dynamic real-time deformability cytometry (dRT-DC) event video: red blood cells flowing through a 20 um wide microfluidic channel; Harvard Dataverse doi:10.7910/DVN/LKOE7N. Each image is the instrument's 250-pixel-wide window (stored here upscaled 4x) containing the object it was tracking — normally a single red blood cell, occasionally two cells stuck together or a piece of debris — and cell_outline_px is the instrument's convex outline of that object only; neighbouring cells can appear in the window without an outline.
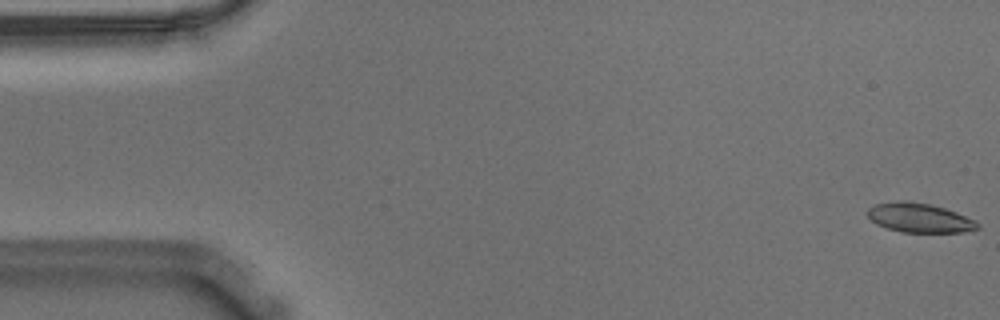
{"species": "Egyptian fruit bat (a non-hibernating species)", "species_latin": "Rousettus aegyptiacus", "temperature_condition": "warm", "stored_images_in_passage": 56, "camera_frame_rate_fps": 3000, "um_per_image_px": 0.085, "animal": {"sex": "male"}, "frame": {"image": 1, "passage_image": 1, "time_ms": 0.0, "image_size_px": [1000, 320], "cell_outline_px": [[980, 228], [964, 232], [900, 232], [884, 228], [876, 224], [868, 216], [868, 208], [876, 204], [896, 200], [904, 200], [928, 204], [944, 208], [956, 212], [976, 220], [980, 224]], "centroid_in_image_um": [78.15, 18.52], "position_along_channel_um": 6.8, "area_um2": 18.9}}
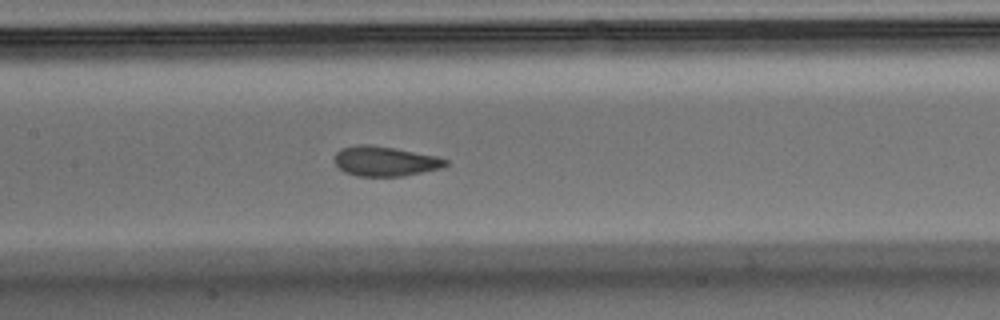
{"frame": {"image": 2, "passage_image": 26, "time_ms": 8.333, "image_size_px": [1000, 320], "cell_outline_px": [[448, 164], [444, 168], [400, 176], [356, 176], [344, 172], [332, 160], [336, 152], [340, 148], [356, 144], [368, 144], [396, 148], [436, 156], [448, 160]], "centroid_in_image_um": [32.7, 13.69], "position_along_channel_um": 174.7, "area_um2": 19.54}}
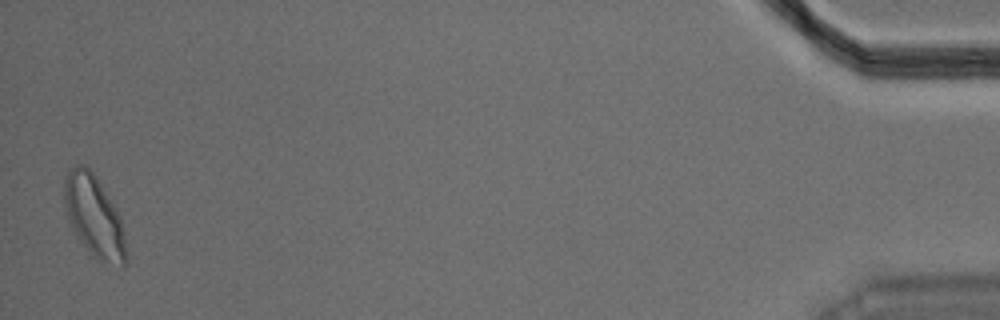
{"frame": {"image": 3, "passage_image": 55, "time_ms": 18.0, "image_size_px": [1000, 320], "cell_outline_px": [[128, 260], [124, 268], [120, 268], [100, 264], [92, 256], [80, 240], [72, 228], [68, 220], [64, 208], [64, 180], [68, 168], [76, 164], [84, 164], [96, 176], [116, 208], [120, 216], [124, 236]], "centroid_in_image_um": [8.01, 18.45], "position_along_channel_um": 427.2, "area_um2": 30.11}, "authors_computed_cell_mechanics": {"area_um2": 19.9121, "velocity_mm_per_s": 3.596, "shape_relaxation_time_tau1_ms": 4.1968, "shape_relaxation_time_tau2_ms": 1.1044, "deformation_change_tau1": 0.153, "deformation_change_tau2": 0.0797}}